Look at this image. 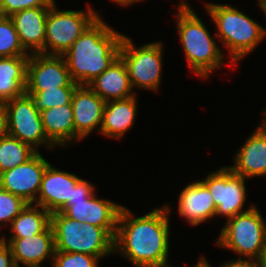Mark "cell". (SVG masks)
Returning a JSON list of instances; mask_svg holds the SVG:
<instances>
[{
  "label": "cell",
  "mask_w": 266,
  "mask_h": 267,
  "mask_svg": "<svg viewBox=\"0 0 266 267\" xmlns=\"http://www.w3.org/2000/svg\"><path fill=\"white\" fill-rule=\"evenodd\" d=\"M168 204L135 217L123 206L114 237V253L134 267H173L169 262L170 209Z\"/></svg>",
  "instance_id": "1"
},
{
  "label": "cell",
  "mask_w": 266,
  "mask_h": 267,
  "mask_svg": "<svg viewBox=\"0 0 266 267\" xmlns=\"http://www.w3.org/2000/svg\"><path fill=\"white\" fill-rule=\"evenodd\" d=\"M122 37L98 17L62 55L72 81L88 85L102 74L119 57Z\"/></svg>",
  "instance_id": "2"
},
{
  "label": "cell",
  "mask_w": 266,
  "mask_h": 267,
  "mask_svg": "<svg viewBox=\"0 0 266 267\" xmlns=\"http://www.w3.org/2000/svg\"><path fill=\"white\" fill-rule=\"evenodd\" d=\"M175 14L179 40L188 66L192 72L201 77L200 79L208 78L213 71L220 69L224 64L226 54L185 0H180Z\"/></svg>",
  "instance_id": "3"
},
{
  "label": "cell",
  "mask_w": 266,
  "mask_h": 267,
  "mask_svg": "<svg viewBox=\"0 0 266 267\" xmlns=\"http://www.w3.org/2000/svg\"><path fill=\"white\" fill-rule=\"evenodd\" d=\"M216 27V37L229 50L232 65L255 50L266 37V28L229 4L205 3Z\"/></svg>",
  "instance_id": "4"
},
{
  "label": "cell",
  "mask_w": 266,
  "mask_h": 267,
  "mask_svg": "<svg viewBox=\"0 0 266 267\" xmlns=\"http://www.w3.org/2000/svg\"><path fill=\"white\" fill-rule=\"evenodd\" d=\"M55 251L84 253L102 259L114 254V238L102 227L81 223L64 213L51 214Z\"/></svg>",
  "instance_id": "5"
},
{
  "label": "cell",
  "mask_w": 266,
  "mask_h": 267,
  "mask_svg": "<svg viewBox=\"0 0 266 267\" xmlns=\"http://www.w3.org/2000/svg\"><path fill=\"white\" fill-rule=\"evenodd\" d=\"M226 221L215 244L239 254L238 260H258L266 241V220L261 211L254 205Z\"/></svg>",
  "instance_id": "6"
},
{
  "label": "cell",
  "mask_w": 266,
  "mask_h": 267,
  "mask_svg": "<svg viewBox=\"0 0 266 267\" xmlns=\"http://www.w3.org/2000/svg\"><path fill=\"white\" fill-rule=\"evenodd\" d=\"M87 10H59L54 3L48 12L45 29V55L62 56L100 15L90 5Z\"/></svg>",
  "instance_id": "7"
},
{
  "label": "cell",
  "mask_w": 266,
  "mask_h": 267,
  "mask_svg": "<svg viewBox=\"0 0 266 267\" xmlns=\"http://www.w3.org/2000/svg\"><path fill=\"white\" fill-rule=\"evenodd\" d=\"M129 36L123 35L119 57L126 65L131 86L158 92L163 67V43L154 41L135 47Z\"/></svg>",
  "instance_id": "8"
},
{
  "label": "cell",
  "mask_w": 266,
  "mask_h": 267,
  "mask_svg": "<svg viewBox=\"0 0 266 267\" xmlns=\"http://www.w3.org/2000/svg\"><path fill=\"white\" fill-rule=\"evenodd\" d=\"M3 106L8 135L30 145L37 152L42 145L52 150L56 148L44 132L41 112L33 106L26 93L5 102Z\"/></svg>",
  "instance_id": "9"
},
{
  "label": "cell",
  "mask_w": 266,
  "mask_h": 267,
  "mask_svg": "<svg viewBox=\"0 0 266 267\" xmlns=\"http://www.w3.org/2000/svg\"><path fill=\"white\" fill-rule=\"evenodd\" d=\"M207 175L201 182L213 197L216 206L215 216H223L228 220L254 206L243 208L247 199L246 179L235 174L228 166L209 172Z\"/></svg>",
  "instance_id": "10"
},
{
  "label": "cell",
  "mask_w": 266,
  "mask_h": 267,
  "mask_svg": "<svg viewBox=\"0 0 266 267\" xmlns=\"http://www.w3.org/2000/svg\"><path fill=\"white\" fill-rule=\"evenodd\" d=\"M72 81L63 56L32 53L27 64L25 91L78 87Z\"/></svg>",
  "instance_id": "11"
},
{
  "label": "cell",
  "mask_w": 266,
  "mask_h": 267,
  "mask_svg": "<svg viewBox=\"0 0 266 267\" xmlns=\"http://www.w3.org/2000/svg\"><path fill=\"white\" fill-rule=\"evenodd\" d=\"M49 162L39 151L27 162L0 174V187L34 204Z\"/></svg>",
  "instance_id": "12"
},
{
  "label": "cell",
  "mask_w": 266,
  "mask_h": 267,
  "mask_svg": "<svg viewBox=\"0 0 266 267\" xmlns=\"http://www.w3.org/2000/svg\"><path fill=\"white\" fill-rule=\"evenodd\" d=\"M81 179L76 174L58 170L49 163L34 204L46 209L50 214L64 213L72 206L74 187Z\"/></svg>",
  "instance_id": "13"
},
{
  "label": "cell",
  "mask_w": 266,
  "mask_h": 267,
  "mask_svg": "<svg viewBox=\"0 0 266 267\" xmlns=\"http://www.w3.org/2000/svg\"><path fill=\"white\" fill-rule=\"evenodd\" d=\"M105 101L88 85H79L72 96L75 142L87 138L96 130L100 133Z\"/></svg>",
  "instance_id": "14"
},
{
  "label": "cell",
  "mask_w": 266,
  "mask_h": 267,
  "mask_svg": "<svg viewBox=\"0 0 266 267\" xmlns=\"http://www.w3.org/2000/svg\"><path fill=\"white\" fill-rule=\"evenodd\" d=\"M262 121L234 155V165L228 166L245 179L266 176V109ZM265 115V117H264Z\"/></svg>",
  "instance_id": "15"
},
{
  "label": "cell",
  "mask_w": 266,
  "mask_h": 267,
  "mask_svg": "<svg viewBox=\"0 0 266 267\" xmlns=\"http://www.w3.org/2000/svg\"><path fill=\"white\" fill-rule=\"evenodd\" d=\"M13 255L16 267L19 264L24 266H41L46 259H50L52 265L55 247L54 232L51 224L42 232L35 236L25 238H8L2 236Z\"/></svg>",
  "instance_id": "16"
},
{
  "label": "cell",
  "mask_w": 266,
  "mask_h": 267,
  "mask_svg": "<svg viewBox=\"0 0 266 267\" xmlns=\"http://www.w3.org/2000/svg\"><path fill=\"white\" fill-rule=\"evenodd\" d=\"M216 206L208 188L199 180L189 185L179 193L178 214L191 226H198L213 219Z\"/></svg>",
  "instance_id": "17"
},
{
  "label": "cell",
  "mask_w": 266,
  "mask_h": 267,
  "mask_svg": "<svg viewBox=\"0 0 266 267\" xmlns=\"http://www.w3.org/2000/svg\"><path fill=\"white\" fill-rule=\"evenodd\" d=\"M49 9L50 7H34L21 10L10 16L21 45L30 54L39 53L44 48L46 19Z\"/></svg>",
  "instance_id": "18"
},
{
  "label": "cell",
  "mask_w": 266,
  "mask_h": 267,
  "mask_svg": "<svg viewBox=\"0 0 266 267\" xmlns=\"http://www.w3.org/2000/svg\"><path fill=\"white\" fill-rule=\"evenodd\" d=\"M88 86L105 102L126 99L136 94L131 86L126 65L120 57Z\"/></svg>",
  "instance_id": "19"
},
{
  "label": "cell",
  "mask_w": 266,
  "mask_h": 267,
  "mask_svg": "<svg viewBox=\"0 0 266 267\" xmlns=\"http://www.w3.org/2000/svg\"><path fill=\"white\" fill-rule=\"evenodd\" d=\"M137 104L136 94L126 99L107 101L100 133L108 138H122L133 127L137 116Z\"/></svg>",
  "instance_id": "20"
},
{
  "label": "cell",
  "mask_w": 266,
  "mask_h": 267,
  "mask_svg": "<svg viewBox=\"0 0 266 267\" xmlns=\"http://www.w3.org/2000/svg\"><path fill=\"white\" fill-rule=\"evenodd\" d=\"M41 118L44 132L55 146L66 147L75 141L74 116L71 104L45 109L41 111Z\"/></svg>",
  "instance_id": "21"
},
{
  "label": "cell",
  "mask_w": 266,
  "mask_h": 267,
  "mask_svg": "<svg viewBox=\"0 0 266 267\" xmlns=\"http://www.w3.org/2000/svg\"><path fill=\"white\" fill-rule=\"evenodd\" d=\"M29 56L0 58V103L25 93Z\"/></svg>",
  "instance_id": "22"
},
{
  "label": "cell",
  "mask_w": 266,
  "mask_h": 267,
  "mask_svg": "<svg viewBox=\"0 0 266 267\" xmlns=\"http://www.w3.org/2000/svg\"><path fill=\"white\" fill-rule=\"evenodd\" d=\"M51 224V214L41 206L27 204L10 224L9 238H25L42 233Z\"/></svg>",
  "instance_id": "23"
},
{
  "label": "cell",
  "mask_w": 266,
  "mask_h": 267,
  "mask_svg": "<svg viewBox=\"0 0 266 267\" xmlns=\"http://www.w3.org/2000/svg\"><path fill=\"white\" fill-rule=\"evenodd\" d=\"M123 206L104 198L100 199L94 193L88 199L87 217L84 218L83 223L102 227L114 238L119 214Z\"/></svg>",
  "instance_id": "24"
},
{
  "label": "cell",
  "mask_w": 266,
  "mask_h": 267,
  "mask_svg": "<svg viewBox=\"0 0 266 267\" xmlns=\"http://www.w3.org/2000/svg\"><path fill=\"white\" fill-rule=\"evenodd\" d=\"M37 151L10 135L0 139V174L31 159Z\"/></svg>",
  "instance_id": "25"
},
{
  "label": "cell",
  "mask_w": 266,
  "mask_h": 267,
  "mask_svg": "<svg viewBox=\"0 0 266 267\" xmlns=\"http://www.w3.org/2000/svg\"><path fill=\"white\" fill-rule=\"evenodd\" d=\"M77 87H57L43 91H25L33 106L39 111L71 104L72 96Z\"/></svg>",
  "instance_id": "26"
},
{
  "label": "cell",
  "mask_w": 266,
  "mask_h": 267,
  "mask_svg": "<svg viewBox=\"0 0 266 267\" xmlns=\"http://www.w3.org/2000/svg\"><path fill=\"white\" fill-rule=\"evenodd\" d=\"M14 56H30V53L21 45L11 17L0 15V58Z\"/></svg>",
  "instance_id": "27"
},
{
  "label": "cell",
  "mask_w": 266,
  "mask_h": 267,
  "mask_svg": "<svg viewBox=\"0 0 266 267\" xmlns=\"http://www.w3.org/2000/svg\"><path fill=\"white\" fill-rule=\"evenodd\" d=\"M27 204L22 198L0 187V227L10 225Z\"/></svg>",
  "instance_id": "28"
},
{
  "label": "cell",
  "mask_w": 266,
  "mask_h": 267,
  "mask_svg": "<svg viewBox=\"0 0 266 267\" xmlns=\"http://www.w3.org/2000/svg\"><path fill=\"white\" fill-rule=\"evenodd\" d=\"M52 267H99V258L84 253L55 251Z\"/></svg>",
  "instance_id": "29"
},
{
  "label": "cell",
  "mask_w": 266,
  "mask_h": 267,
  "mask_svg": "<svg viewBox=\"0 0 266 267\" xmlns=\"http://www.w3.org/2000/svg\"><path fill=\"white\" fill-rule=\"evenodd\" d=\"M55 0H0V15L12 16L13 14L34 7H51Z\"/></svg>",
  "instance_id": "30"
},
{
  "label": "cell",
  "mask_w": 266,
  "mask_h": 267,
  "mask_svg": "<svg viewBox=\"0 0 266 267\" xmlns=\"http://www.w3.org/2000/svg\"><path fill=\"white\" fill-rule=\"evenodd\" d=\"M94 187L87 180L81 179L74 187L72 202L86 201L89 199L96 192Z\"/></svg>",
  "instance_id": "31"
},
{
  "label": "cell",
  "mask_w": 266,
  "mask_h": 267,
  "mask_svg": "<svg viewBox=\"0 0 266 267\" xmlns=\"http://www.w3.org/2000/svg\"><path fill=\"white\" fill-rule=\"evenodd\" d=\"M88 211V199L86 201L72 202V206H70L64 214L73 219L83 223L84 218L87 217Z\"/></svg>",
  "instance_id": "32"
},
{
  "label": "cell",
  "mask_w": 266,
  "mask_h": 267,
  "mask_svg": "<svg viewBox=\"0 0 266 267\" xmlns=\"http://www.w3.org/2000/svg\"><path fill=\"white\" fill-rule=\"evenodd\" d=\"M0 267H16L10 247L3 241L0 243Z\"/></svg>",
  "instance_id": "33"
},
{
  "label": "cell",
  "mask_w": 266,
  "mask_h": 267,
  "mask_svg": "<svg viewBox=\"0 0 266 267\" xmlns=\"http://www.w3.org/2000/svg\"><path fill=\"white\" fill-rule=\"evenodd\" d=\"M219 267H261L258 260H238L233 259L223 264L219 265Z\"/></svg>",
  "instance_id": "34"
},
{
  "label": "cell",
  "mask_w": 266,
  "mask_h": 267,
  "mask_svg": "<svg viewBox=\"0 0 266 267\" xmlns=\"http://www.w3.org/2000/svg\"><path fill=\"white\" fill-rule=\"evenodd\" d=\"M6 112L3 104L0 103V139L7 135Z\"/></svg>",
  "instance_id": "35"
},
{
  "label": "cell",
  "mask_w": 266,
  "mask_h": 267,
  "mask_svg": "<svg viewBox=\"0 0 266 267\" xmlns=\"http://www.w3.org/2000/svg\"><path fill=\"white\" fill-rule=\"evenodd\" d=\"M114 1L113 3H117L120 6H130L131 4L142 2L144 0H111Z\"/></svg>",
  "instance_id": "36"
},
{
  "label": "cell",
  "mask_w": 266,
  "mask_h": 267,
  "mask_svg": "<svg viewBox=\"0 0 266 267\" xmlns=\"http://www.w3.org/2000/svg\"><path fill=\"white\" fill-rule=\"evenodd\" d=\"M193 267H212L209 261L204 257H200L197 261V264H195Z\"/></svg>",
  "instance_id": "37"
},
{
  "label": "cell",
  "mask_w": 266,
  "mask_h": 267,
  "mask_svg": "<svg viewBox=\"0 0 266 267\" xmlns=\"http://www.w3.org/2000/svg\"><path fill=\"white\" fill-rule=\"evenodd\" d=\"M261 267H266V241H265V244H264V247L262 249V253L258 259Z\"/></svg>",
  "instance_id": "38"
},
{
  "label": "cell",
  "mask_w": 266,
  "mask_h": 267,
  "mask_svg": "<svg viewBox=\"0 0 266 267\" xmlns=\"http://www.w3.org/2000/svg\"><path fill=\"white\" fill-rule=\"evenodd\" d=\"M258 4V7L261 8L262 12H264V16L266 17V0H260Z\"/></svg>",
  "instance_id": "39"
},
{
  "label": "cell",
  "mask_w": 266,
  "mask_h": 267,
  "mask_svg": "<svg viewBox=\"0 0 266 267\" xmlns=\"http://www.w3.org/2000/svg\"><path fill=\"white\" fill-rule=\"evenodd\" d=\"M25 267H45V266H25Z\"/></svg>",
  "instance_id": "40"
}]
</instances>
